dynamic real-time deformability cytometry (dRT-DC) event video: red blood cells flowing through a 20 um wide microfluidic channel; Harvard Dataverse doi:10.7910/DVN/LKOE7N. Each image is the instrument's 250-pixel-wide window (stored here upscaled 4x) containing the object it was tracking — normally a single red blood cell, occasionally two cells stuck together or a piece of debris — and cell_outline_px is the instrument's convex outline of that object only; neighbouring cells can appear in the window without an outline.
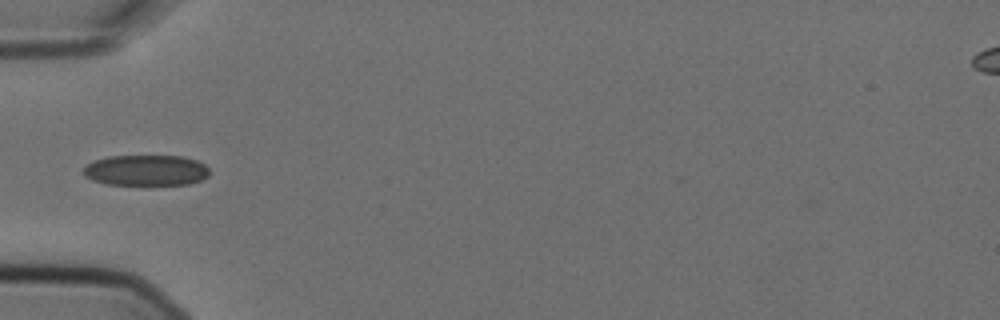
{"species": "Egyptian fruit bat (a non-hibernating species)", "species_latin": "Rousettus aegyptiacus", "temperature_condition": "cold", "stored_images_in_passage": 2, "camera_frame_rate_fps": 3000, "um_per_image_px": 0.085, "animal": {"sex": "female"}, "frame": {"image": 1, "passage_image": 1, "time_ms": 0.0, "image_size_px": [1000, 320], "cell_outline_px": [[208, 176], [200, 180], [188, 184], [104, 184], [92, 180], [84, 176], [84, 168], [88, 164], [96, 160], [108, 156], [184, 156], [196, 160], [204, 164], [208, 168]], "centroid_in_image_um": [12.41, 14.47], "position_along_channel_um": 72.6, "area_um2": 22.43}}
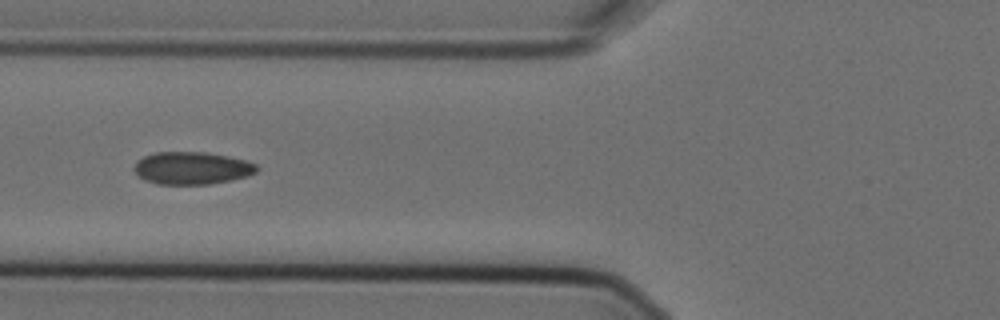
{"frame": {"image": 2, "passage_image": 2, "time_ms": 0.333, "image_size_px": [1000, 320], "cell_outline_px": [[260, 168], [256, 172], [248, 176], [232, 180], [208, 184], [156, 184], [144, 180], [132, 168], [136, 160], [144, 156], [156, 152], [204, 152], [228, 156], [244, 160], [256, 164]], "centroid_in_image_um": [16.3, 14.29], "position_along_channel_um": 109.5, "area_um2": 23.35}}